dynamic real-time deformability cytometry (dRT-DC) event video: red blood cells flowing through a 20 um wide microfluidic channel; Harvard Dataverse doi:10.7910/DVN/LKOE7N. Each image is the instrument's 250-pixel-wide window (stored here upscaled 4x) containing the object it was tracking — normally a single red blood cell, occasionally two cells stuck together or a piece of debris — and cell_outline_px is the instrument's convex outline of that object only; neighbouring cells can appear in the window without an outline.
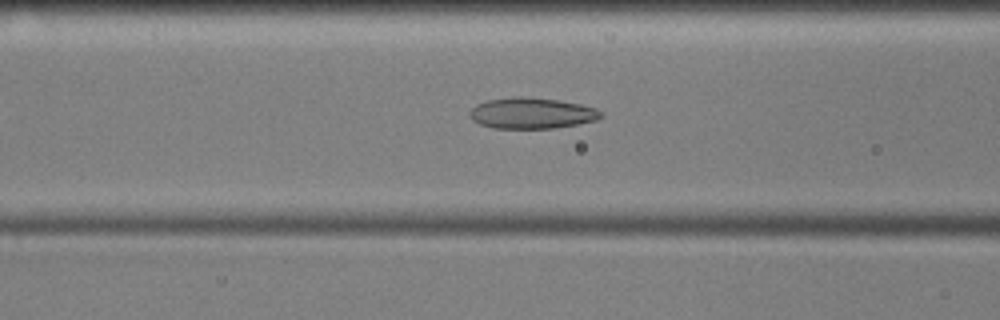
{"species": "common noctule bat (a hibernating species)", "species_latin": "Nyctalus noctula", "temperature_condition": "cold", "stored_images_in_passage": 37, "camera_frame_rate_fps": 3000, "um_per_image_px": 0.085, "animal": {"sex": "male", "body_mass_g": 17.9, "forearm_length_mm": 54.2}, "frame": {"image": 1, "passage_image": 13, "time_ms": 4.0, "image_size_px": [1000, 320], "cell_outline_px": [[604, 116], [596, 120], [556, 128], [492, 128], [480, 124], [472, 120], [468, 112], [476, 104], [488, 100], [512, 96], [520, 96], [556, 100], [580, 104], [596, 108], [604, 112]], "centroid_in_image_um": [45.19, 9.62], "position_along_channel_um": 121.4, "area_um2": 23.76}}
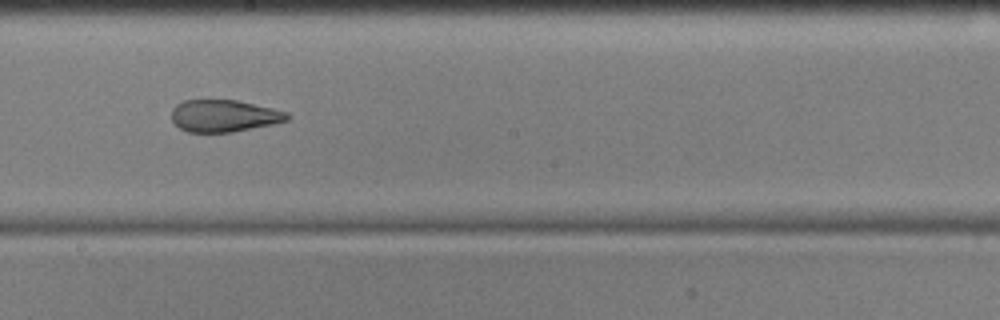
{"frame": {"image": 2, "passage_image": 22, "time_ms": 7.0, "image_size_px": [1000, 320], "cell_outline_px": [[292, 116], [288, 120], [272, 124], [232, 132], [188, 132], [180, 128], [172, 120], [172, 108], [176, 104], [184, 100], [236, 100], [272, 108], [288, 112]], "centroid_in_image_um": [19.05, 9.84], "position_along_channel_um": 229.2, "area_um2": 21.56}}
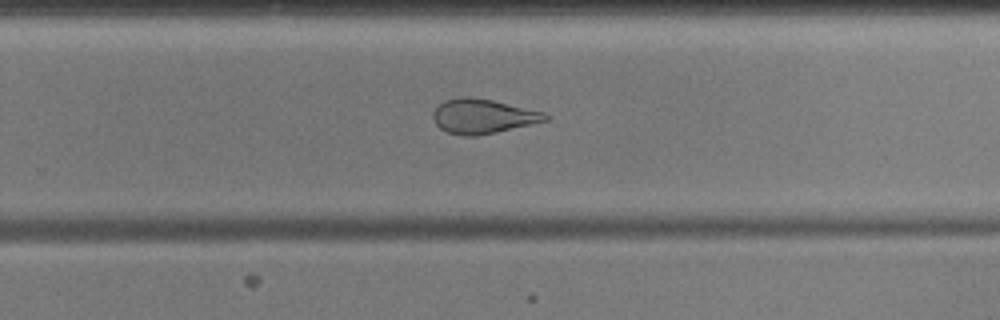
{"frame": {"image": 3, "passage_image": 27, "time_ms": 8.667, "image_size_px": [1000, 320], "cell_outline_px": [[548, 120], [532, 124], [496, 132], [476, 136], [460, 136], [448, 132], [440, 128], [436, 124], [432, 116], [432, 112], [444, 100], [460, 96], [468, 96], [492, 100], [544, 112], [548, 116]], "centroid_in_image_um": [41.01, 9.88], "position_along_channel_um": 288.8, "area_um2": 22.54}}